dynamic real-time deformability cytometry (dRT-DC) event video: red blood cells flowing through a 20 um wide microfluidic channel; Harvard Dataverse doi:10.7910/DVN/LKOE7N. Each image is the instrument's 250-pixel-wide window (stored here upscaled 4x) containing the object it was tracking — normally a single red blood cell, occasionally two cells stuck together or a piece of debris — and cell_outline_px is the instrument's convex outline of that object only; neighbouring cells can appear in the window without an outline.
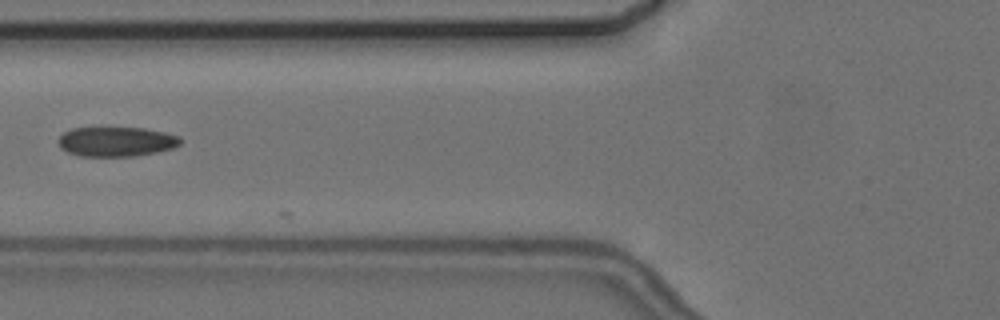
{"species": "common noctule bat (a hibernating species)", "species_latin": "Nyctalus noctula", "temperature_condition": "cold", "stored_images_in_passage": 6, "camera_frame_rate_fps": 3000, "um_per_image_px": 0.085, "animal": {"sex": "female", "body_mass_g": 24.6, "forearm_length_mm": 56.2}, "frame": {"image": 1, "passage_image": 6, "time_ms": 6.667, "image_size_px": [1000, 320], "cell_outline_px": [[184, 140], [180, 144], [172, 148], [156, 152], [136, 156], [80, 156], [68, 152], [60, 148], [56, 140], [64, 132], [72, 128], [144, 128], [164, 132], [180, 136]], "centroid_in_image_um": [9.88, 12.04], "position_along_channel_um": 115.9, "area_um2": 21.21}}